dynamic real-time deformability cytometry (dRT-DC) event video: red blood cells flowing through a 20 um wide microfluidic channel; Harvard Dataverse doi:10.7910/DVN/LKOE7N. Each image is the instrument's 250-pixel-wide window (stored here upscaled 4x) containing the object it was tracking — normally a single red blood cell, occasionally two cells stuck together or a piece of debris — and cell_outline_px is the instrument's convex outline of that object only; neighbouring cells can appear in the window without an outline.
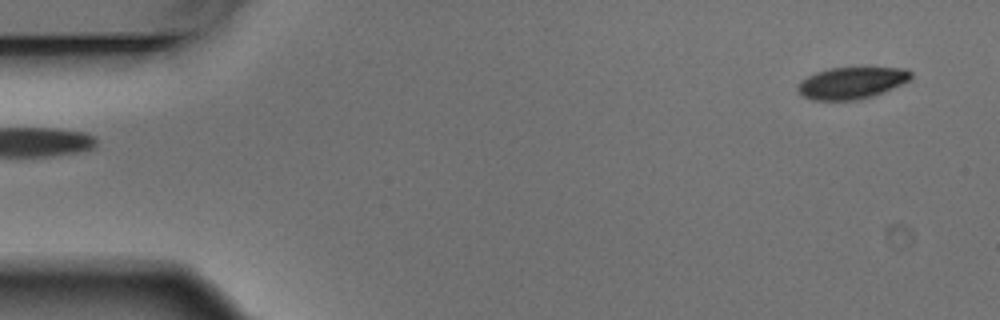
{"species": "Egyptian fruit bat (a non-hibernating species)", "species_latin": "Rousettus aegyptiacus", "temperature_condition": "warm", "stored_images_in_passage": 6, "segment_of_instrument_passage": [2, 2], "camera_frame_rate_fps": 3000, "um_per_image_px": 0.085, "animal": {"sex": "male"}, "frame": {"image": 1, "passage_image": 6, "time_ms": 1.667, "image_size_px": [1000, 320], "cell_outline_px": [[912, 76], [908, 80], [892, 88], [872, 96], [856, 100], [812, 100], [804, 96], [796, 88], [796, 84], [800, 80], [816, 72], [828, 68], [908, 68], [912, 72]], "centroid_in_image_um": [72.35, 7.04], "position_along_channel_um": 12.7, "area_um2": 20.81}}